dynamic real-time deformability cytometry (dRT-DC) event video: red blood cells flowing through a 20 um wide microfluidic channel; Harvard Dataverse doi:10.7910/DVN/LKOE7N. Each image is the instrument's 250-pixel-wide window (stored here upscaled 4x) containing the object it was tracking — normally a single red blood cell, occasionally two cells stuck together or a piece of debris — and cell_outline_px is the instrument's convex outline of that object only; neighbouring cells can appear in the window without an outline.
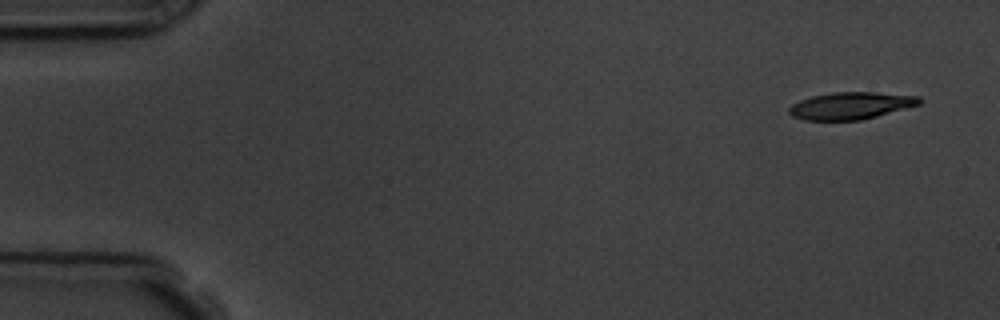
{"species": "common noctule bat (a hibernating species)", "species_latin": "Nyctalus noctula", "temperature_condition": "room temperature", "stored_images_in_passage": 6, "camera_frame_rate_fps": 3000, "um_per_image_px": 0.085, "animal": {"sex": "male", "body_mass_g": 19.5, "forearm_length_mm": 54.6}, "frame": {"image": 1, "passage_image": 1, "time_ms": 0.0, "image_size_px": [1000, 320], "cell_outline_px": [[924, 100], [920, 104], [876, 116], [860, 120], [804, 120], [792, 116], [788, 112], [788, 108], [792, 104], [800, 100], [812, 96], [832, 92], [872, 92], [920, 96]], "centroid_in_image_um": [72.31, 8.98], "position_along_channel_um": 12.7, "area_um2": 20.58}}